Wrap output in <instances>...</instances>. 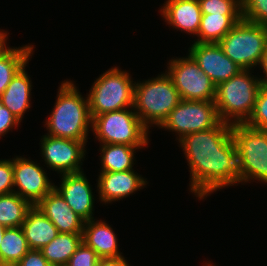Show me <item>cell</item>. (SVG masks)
<instances>
[{
  "label": "cell",
  "instance_id": "obj_1",
  "mask_svg": "<svg viewBox=\"0 0 267 266\" xmlns=\"http://www.w3.org/2000/svg\"><path fill=\"white\" fill-rule=\"evenodd\" d=\"M190 169V190L199 199L220 188L239 183V161L232 125L184 135L178 140ZM209 193V194H208Z\"/></svg>",
  "mask_w": 267,
  "mask_h": 266
},
{
  "label": "cell",
  "instance_id": "obj_2",
  "mask_svg": "<svg viewBox=\"0 0 267 266\" xmlns=\"http://www.w3.org/2000/svg\"><path fill=\"white\" fill-rule=\"evenodd\" d=\"M85 98L72 81L64 80L59 87L53 111L46 120L47 135L87 142L92 119L88 97Z\"/></svg>",
  "mask_w": 267,
  "mask_h": 266
},
{
  "label": "cell",
  "instance_id": "obj_3",
  "mask_svg": "<svg viewBox=\"0 0 267 266\" xmlns=\"http://www.w3.org/2000/svg\"><path fill=\"white\" fill-rule=\"evenodd\" d=\"M261 86L260 78L251 76L250 70H241L220 83L216 87L215 98L220 120L230 125L246 123L253 112Z\"/></svg>",
  "mask_w": 267,
  "mask_h": 266
},
{
  "label": "cell",
  "instance_id": "obj_4",
  "mask_svg": "<svg viewBox=\"0 0 267 266\" xmlns=\"http://www.w3.org/2000/svg\"><path fill=\"white\" fill-rule=\"evenodd\" d=\"M180 101L179 92L166 72L145 82H135L133 110L148 129L153 124L159 127Z\"/></svg>",
  "mask_w": 267,
  "mask_h": 266
},
{
  "label": "cell",
  "instance_id": "obj_5",
  "mask_svg": "<svg viewBox=\"0 0 267 266\" xmlns=\"http://www.w3.org/2000/svg\"><path fill=\"white\" fill-rule=\"evenodd\" d=\"M135 82L129 73L114 67L96 79L87 95L91 119L107 112L133 107Z\"/></svg>",
  "mask_w": 267,
  "mask_h": 266
},
{
  "label": "cell",
  "instance_id": "obj_6",
  "mask_svg": "<svg viewBox=\"0 0 267 266\" xmlns=\"http://www.w3.org/2000/svg\"><path fill=\"white\" fill-rule=\"evenodd\" d=\"M239 161V183L255 179L267 183V131L247 125H232Z\"/></svg>",
  "mask_w": 267,
  "mask_h": 266
},
{
  "label": "cell",
  "instance_id": "obj_7",
  "mask_svg": "<svg viewBox=\"0 0 267 266\" xmlns=\"http://www.w3.org/2000/svg\"><path fill=\"white\" fill-rule=\"evenodd\" d=\"M218 44L234 63L243 70L260 64L267 46V25L241 19Z\"/></svg>",
  "mask_w": 267,
  "mask_h": 266
},
{
  "label": "cell",
  "instance_id": "obj_8",
  "mask_svg": "<svg viewBox=\"0 0 267 266\" xmlns=\"http://www.w3.org/2000/svg\"><path fill=\"white\" fill-rule=\"evenodd\" d=\"M130 110L126 108L107 112L92 119L90 127L101 144L129 146L148 144V128L142 123L133 107Z\"/></svg>",
  "mask_w": 267,
  "mask_h": 266
},
{
  "label": "cell",
  "instance_id": "obj_9",
  "mask_svg": "<svg viewBox=\"0 0 267 266\" xmlns=\"http://www.w3.org/2000/svg\"><path fill=\"white\" fill-rule=\"evenodd\" d=\"M167 74L181 100L215 101L217 86L189 54L185 58L171 59Z\"/></svg>",
  "mask_w": 267,
  "mask_h": 266
},
{
  "label": "cell",
  "instance_id": "obj_10",
  "mask_svg": "<svg viewBox=\"0 0 267 266\" xmlns=\"http://www.w3.org/2000/svg\"><path fill=\"white\" fill-rule=\"evenodd\" d=\"M221 122L215 101L181 100L159 126L184 135L207 130Z\"/></svg>",
  "mask_w": 267,
  "mask_h": 266
},
{
  "label": "cell",
  "instance_id": "obj_11",
  "mask_svg": "<svg viewBox=\"0 0 267 266\" xmlns=\"http://www.w3.org/2000/svg\"><path fill=\"white\" fill-rule=\"evenodd\" d=\"M86 142L44 135L41 153L47 167L61 174L82 172Z\"/></svg>",
  "mask_w": 267,
  "mask_h": 266
},
{
  "label": "cell",
  "instance_id": "obj_12",
  "mask_svg": "<svg viewBox=\"0 0 267 266\" xmlns=\"http://www.w3.org/2000/svg\"><path fill=\"white\" fill-rule=\"evenodd\" d=\"M34 161L23 157L13 158V190L32 206L37 205L48 193L54 189V183L49 180L42 167Z\"/></svg>",
  "mask_w": 267,
  "mask_h": 266
},
{
  "label": "cell",
  "instance_id": "obj_13",
  "mask_svg": "<svg viewBox=\"0 0 267 266\" xmlns=\"http://www.w3.org/2000/svg\"><path fill=\"white\" fill-rule=\"evenodd\" d=\"M189 55L216 86L243 70L224 54L218 43L194 42L189 49Z\"/></svg>",
  "mask_w": 267,
  "mask_h": 266
},
{
  "label": "cell",
  "instance_id": "obj_14",
  "mask_svg": "<svg viewBox=\"0 0 267 266\" xmlns=\"http://www.w3.org/2000/svg\"><path fill=\"white\" fill-rule=\"evenodd\" d=\"M61 177L60 187L54 186V189L81 218L85 221L94 219L92 216L94 195L83 171L62 174Z\"/></svg>",
  "mask_w": 267,
  "mask_h": 266
},
{
  "label": "cell",
  "instance_id": "obj_15",
  "mask_svg": "<svg viewBox=\"0 0 267 266\" xmlns=\"http://www.w3.org/2000/svg\"><path fill=\"white\" fill-rule=\"evenodd\" d=\"M98 177L99 199L105 204L128 197L147 184L146 179L144 180L134 170L101 172Z\"/></svg>",
  "mask_w": 267,
  "mask_h": 266
},
{
  "label": "cell",
  "instance_id": "obj_16",
  "mask_svg": "<svg viewBox=\"0 0 267 266\" xmlns=\"http://www.w3.org/2000/svg\"><path fill=\"white\" fill-rule=\"evenodd\" d=\"M36 206L56 226L59 233H83L85 220L69 207L55 189Z\"/></svg>",
  "mask_w": 267,
  "mask_h": 266
},
{
  "label": "cell",
  "instance_id": "obj_17",
  "mask_svg": "<svg viewBox=\"0 0 267 266\" xmlns=\"http://www.w3.org/2000/svg\"><path fill=\"white\" fill-rule=\"evenodd\" d=\"M163 5L160 11L167 24L189 34H198L202 15L198 0H167Z\"/></svg>",
  "mask_w": 267,
  "mask_h": 266
},
{
  "label": "cell",
  "instance_id": "obj_18",
  "mask_svg": "<svg viewBox=\"0 0 267 266\" xmlns=\"http://www.w3.org/2000/svg\"><path fill=\"white\" fill-rule=\"evenodd\" d=\"M118 238L105 221L94 219L85 221L82 242L91 247L99 258L122 257L118 251Z\"/></svg>",
  "mask_w": 267,
  "mask_h": 266
},
{
  "label": "cell",
  "instance_id": "obj_19",
  "mask_svg": "<svg viewBox=\"0 0 267 266\" xmlns=\"http://www.w3.org/2000/svg\"><path fill=\"white\" fill-rule=\"evenodd\" d=\"M24 65L12 78L0 96V102L21 122L25 111L30 109L31 80Z\"/></svg>",
  "mask_w": 267,
  "mask_h": 266
},
{
  "label": "cell",
  "instance_id": "obj_20",
  "mask_svg": "<svg viewBox=\"0 0 267 266\" xmlns=\"http://www.w3.org/2000/svg\"><path fill=\"white\" fill-rule=\"evenodd\" d=\"M21 227L29 248L34 250L42 249L59 234L56 226L36 205L28 210Z\"/></svg>",
  "mask_w": 267,
  "mask_h": 266
},
{
  "label": "cell",
  "instance_id": "obj_21",
  "mask_svg": "<svg viewBox=\"0 0 267 266\" xmlns=\"http://www.w3.org/2000/svg\"><path fill=\"white\" fill-rule=\"evenodd\" d=\"M242 15L202 14L197 43H218L240 20Z\"/></svg>",
  "mask_w": 267,
  "mask_h": 266
},
{
  "label": "cell",
  "instance_id": "obj_22",
  "mask_svg": "<svg viewBox=\"0 0 267 266\" xmlns=\"http://www.w3.org/2000/svg\"><path fill=\"white\" fill-rule=\"evenodd\" d=\"M81 243L82 234L59 233L40 251L51 266H66Z\"/></svg>",
  "mask_w": 267,
  "mask_h": 266
},
{
  "label": "cell",
  "instance_id": "obj_23",
  "mask_svg": "<svg viewBox=\"0 0 267 266\" xmlns=\"http://www.w3.org/2000/svg\"><path fill=\"white\" fill-rule=\"evenodd\" d=\"M33 47L29 44L20 48L5 46L0 51V96L15 74L28 63L31 54H33Z\"/></svg>",
  "mask_w": 267,
  "mask_h": 266
},
{
  "label": "cell",
  "instance_id": "obj_24",
  "mask_svg": "<svg viewBox=\"0 0 267 266\" xmlns=\"http://www.w3.org/2000/svg\"><path fill=\"white\" fill-rule=\"evenodd\" d=\"M101 146V172H123L133 170L134 151L144 147L125 144H101Z\"/></svg>",
  "mask_w": 267,
  "mask_h": 266
},
{
  "label": "cell",
  "instance_id": "obj_25",
  "mask_svg": "<svg viewBox=\"0 0 267 266\" xmlns=\"http://www.w3.org/2000/svg\"><path fill=\"white\" fill-rule=\"evenodd\" d=\"M29 250L22 227L6 228L0 245V265L13 266Z\"/></svg>",
  "mask_w": 267,
  "mask_h": 266
},
{
  "label": "cell",
  "instance_id": "obj_26",
  "mask_svg": "<svg viewBox=\"0 0 267 266\" xmlns=\"http://www.w3.org/2000/svg\"><path fill=\"white\" fill-rule=\"evenodd\" d=\"M32 205L17 193L0 195V224L21 227Z\"/></svg>",
  "mask_w": 267,
  "mask_h": 266
},
{
  "label": "cell",
  "instance_id": "obj_27",
  "mask_svg": "<svg viewBox=\"0 0 267 266\" xmlns=\"http://www.w3.org/2000/svg\"><path fill=\"white\" fill-rule=\"evenodd\" d=\"M202 14L242 15L241 0H198Z\"/></svg>",
  "mask_w": 267,
  "mask_h": 266
},
{
  "label": "cell",
  "instance_id": "obj_28",
  "mask_svg": "<svg viewBox=\"0 0 267 266\" xmlns=\"http://www.w3.org/2000/svg\"><path fill=\"white\" fill-rule=\"evenodd\" d=\"M246 124L267 131V84L260 87L253 112Z\"/></svg>",
  "mask_w": 267,
  "mask_h": 266
},
{
  "label": "cell",
  "instance_id": "obj_29",
  "mask_svg": "<svg viewBox=\"0 0 267 266\" xmlns=\"http://www.w3.org/2000/svg\"><path fill=\"white\" fill-rule=\"evenodd\" d=\"M242 19L267 25V0H241Z\"/></svg>",
  "mask_w": 267,
  "mask_h": 266
},
{
  "label": "cell",
  "instance_id": "obj_30",
  "mask_svg": "<svg viewBox=\"0 0 267 266\" xmlns=\"http://www.w3.org/2000/svg\"><path fill=\"white\" fill-rule=\"evenodd\" d=\"M99 260L96 252L82 242L70 257L66 266H96Z\"/></svg>",
  "mask_w": 267,
  "mask_h": 266
},
{
  "label": "cell",
  "instance_id": "obj_31",
  "mask_svg": "<svg viewBox=\"0 0 267 266\" xmlns=\"http://www.w3.org/2000/svg\"><path fill=\"white\" fill-rule=\"evenodd\" d=\"M13 160H0V195L13 193Z\"/></svg>",
  "mask_w": 267,
  "mask_h": 266
},
{
  "label": "cell",
  "instance_id": "obj_32",
  "mask_svg": "<svg viewBox=\"0 0 267 266\" xmlns=\"http://www.w3.org/2000/svg\"><path fill=\"white\" fill-rule=\"evenodd\" d=\"M13 266H51L40 250L30 249L19 262Z\"/></svg>",
  "mask_w": 267,
  "mask_h": 266
},
{
  "label": "cell",
  "instance_id": "obj_33",
  "mask_svg": "<svg viewBox=\"0 0 267 266\" xmlns=\"http://www.w3.org/2000/svg\"><path fill=\"white\" fill-rule=\"evenodd\" d=\"M20 121L0 102V137L5 135Z\"/></svg>",
  "mask_w": 267,
  "mask_h": 266
},
{
  "label": "cell",
  "instance_id": "obj_34",
  "mask_svg": "<svg viewBox=\"0 0 267 266\" xmlns=\"http://www.w3.org/2000/svg\"><path fill=\"white\" fill-rule=\"evenodd\" d=\"M96 266H129V264L122 256L116 258H99Z\"/></svg>",
  "mask_w": 267,
  "mask_h": 266
},
{
  "label": "cell",
  "instance_id": "obj_35",
  "mask_svg": "<svg viewBox=\"0 0 267 266\" xmlns=\"http://www.w3.org/2000/svg\"><path fill=\"white\" fill-rule=\"evenodd\" d=\"M259 66H261V69L263 70L264 75L266 74L265 75L266 78L261 77L260 81L262 82V84H267V46H266L264 54L262 55Z\"/></svg>",
  "mask_w": 267,
  "mask_h": 266
},
{
  "label": "cell",
  "instance_id": "obj_36",
  "mask_svg": "<svg viewBox=\"0 0 267 266\" xmlns=\"http://www.w3.org/2000/svg\"><path fill=\"white\" fill-rule=\"evenodd\" d=\"M7 40V32L0 31V51L7 45L6 44Z\"/></svg>",
  "mask_w": 267,
  "mask_h": 266
},
{
  "label": "cell",
  "instance_id": "obj_37",
  "mask_svg": "<svg viewBox=\"0 0 267 266\" xmlns=\"http://www.w3.org/2000/svg\"><path fill=\"white\" fill-rule=\"evenodd\" d=\"M7 227H5L4 225L0 224V245H1V241L4 235V232L6 230Z\"/></svg>",
  "mask_w": 267,
  "mask_h": 266
},
{
  "label": "cell",
  "instance_id": "obj_38",
  "mask_svg": "<svg viewBox=\"0 0 267 266\" xmlns=\"http://www.w3.org/2000/svg\"><path fill=\"white\" fill-rule=\"evenodd\" d=\"M205 266H213L212 264H210V263H207Z\"/></svg>",
  "mask_w": 267,
  "mask_h": 266
}]
</instances>
